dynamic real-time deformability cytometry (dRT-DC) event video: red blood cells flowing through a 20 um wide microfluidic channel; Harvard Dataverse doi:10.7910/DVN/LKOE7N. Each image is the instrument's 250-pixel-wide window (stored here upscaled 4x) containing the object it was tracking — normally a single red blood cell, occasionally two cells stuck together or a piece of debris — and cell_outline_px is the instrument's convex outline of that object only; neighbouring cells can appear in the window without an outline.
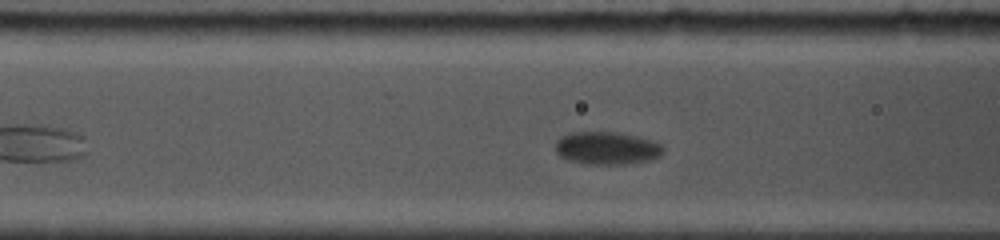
{"species": "common noctule bat (a hibernating species)", "species_latin": "Nyctalus noctula", "temperature_condition": "cold", "stored_images_in_passage": 18, "camera_frame_rate_fps": 5000, "um_per_image_px": 0.085, "animal": {"sex": "female", "body_mass_g": 19.0, "forearm_length_mm": 53.3}, "frame": {"image": 1, "passage_image": 8, "time_ms": 2.8, "image_size_px": [1000, 240], "cell_outline_px": [[664, 152], [660, 156], [648, 160], [620, 164], [588, 164], [568, 160], [560, 156], [556, 152], [556, 140], [560, 136], [572, 132], [616, 132], [636, 136], [652, 140], [660, 144], [664, 148]], "centroid_in_image_um": [51.56, 12.58], "position_along_channel_um": 115.0, "area_um2": 20.52}}
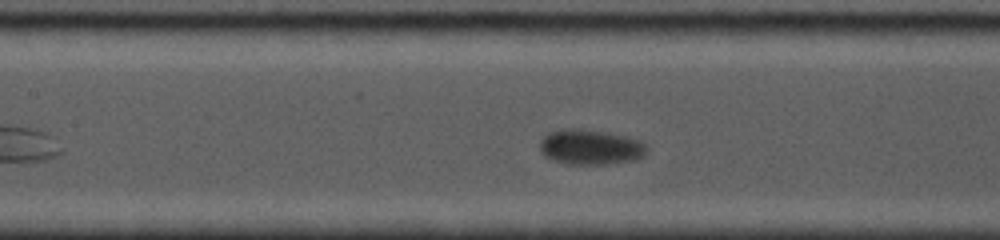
{"frame": {"image": 2, "passage_image": 11, "time_ms": 4.0, "image_size_px": [1000, 240], "cell_outline_px": [[644, 156], [636, 160], [604, 164], [568, 164], [544, 156], [540, 152], [540, 140], [548, 132], [564, 128], [584, 128], [608, 132], [628, 136], [640, 140], [644, 144]], "centroid_in_image_um": [50.16, 12.48], "position_along_channel_um": 157.2, "area_um2": 22.08}}
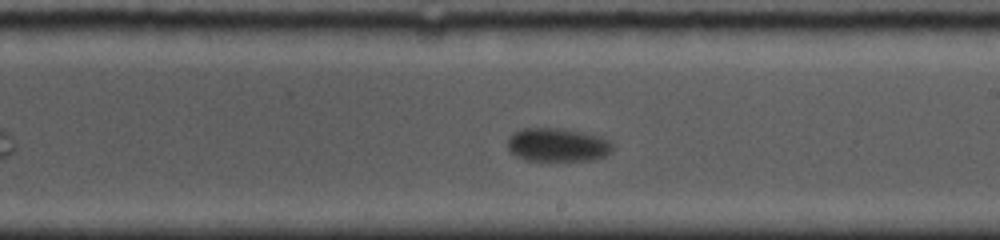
{"frame": {"image": 3, "passage_image": 16, "time_ms": 6.4, "image_size_px": [1000, 240], "cell_outline_px": [[616, 148], [612, 152], [604, 156], [592, 160], [524, 160], [516, 156], [508, 148], [508, 136], [512, 132], [520, 128], [560, 128], [600, 136], [608, 140]], "centroid_in_image_um": [47.38, 12.3], "position_along_channel_um": 241.6, "area_um2": 20.63}}